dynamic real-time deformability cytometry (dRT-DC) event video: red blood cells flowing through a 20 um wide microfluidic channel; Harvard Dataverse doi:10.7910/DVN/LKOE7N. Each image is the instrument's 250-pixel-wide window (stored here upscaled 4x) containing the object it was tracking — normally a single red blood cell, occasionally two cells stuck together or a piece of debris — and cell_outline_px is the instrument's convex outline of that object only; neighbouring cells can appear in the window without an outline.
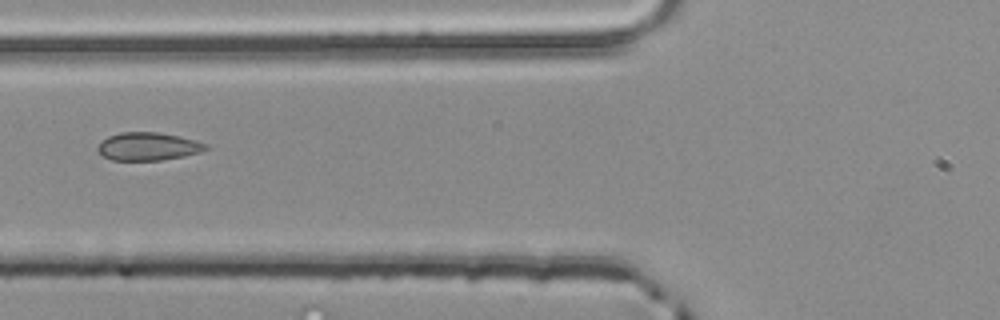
{"species": "common noctule bat (a hibernating species)", "species_latin": "Nyctalus noctula", "temperature_condition": "room temperature", "stored_images_in_passage": 4, "camera_frame_rate_fps": 3000, "um_per_image_px": 0.085, "animal": {"sex": "male", "body_mass_g": 20.4}, "frame": {"image": 1, "passage_image": 4, "time_ms": 1.0, "image_size_px": [1000, 320], "cell_outline_px": [[208, 148], [200, 152], [184, 156], [160, 160], [112, 160], [104, 156], [96, 148], [108, 136], [120, 132], [160, 132], [180, 136], [208, 144]], "centroid_in_image_um": [12.61, 12.44], "position_along_channel_um": 113.2, "area_um2": 17.51}}